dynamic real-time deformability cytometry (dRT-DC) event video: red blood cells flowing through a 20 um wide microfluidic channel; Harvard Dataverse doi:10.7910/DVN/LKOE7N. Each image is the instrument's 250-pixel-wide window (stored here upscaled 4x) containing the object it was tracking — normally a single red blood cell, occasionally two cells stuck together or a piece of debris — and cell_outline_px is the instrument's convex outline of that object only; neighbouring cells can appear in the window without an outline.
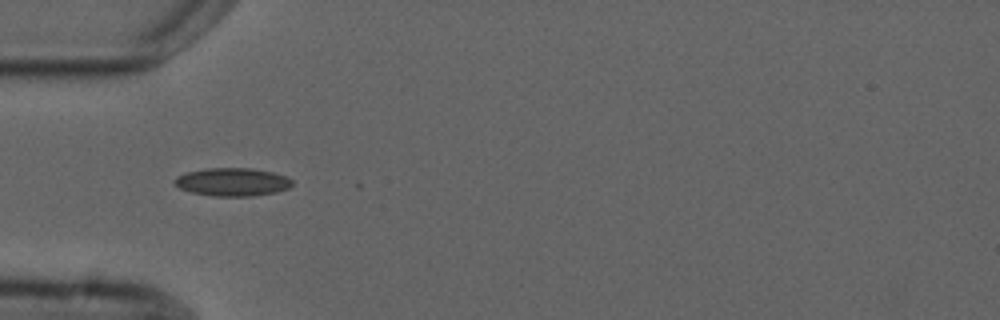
{"species": "common noctule bat (a hibernating species)", "species_latin": "Nyctalus noctula", "temperature_condition": "cold", "stored_images_in_passage": 3, "camera_frame_rate_fps": 3000, "um_per_image_px": 0.085, "animal": {"sex": "male", "forearm_length_mm": 52.5}, "frame": {"image": 1, "passage_image": 1, "time_ms": 0.0, "image_size_px": [1000, 320], "cell_outline_px": [[292, 184], [288, 188], [276, 192], [252, 196], [212, 196], [192, 192], [180, 188], [172, 180], [176, 176], [188, 172], [208, 168], [252, 168], [272, 172], [288, 176], [292, 180]], "centroid_in_image_um": [19.77, 15.46], "position_along_channel_um": 65.2, "area_um2": 19.25}}
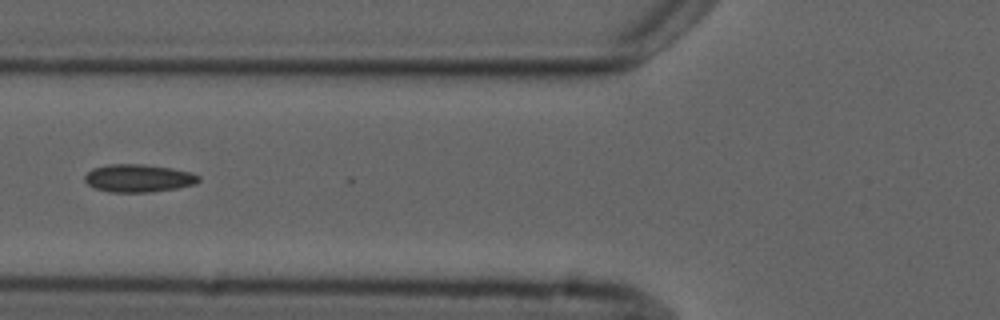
{"frame": {"image": 2, "passage_image": 2, "time_ms": 1.333, "image_size_px": [1000, 320], "cell_outline_px": [[200, 180], [196, 184], [176, 188], [152, 192], [108, 192], [96, 188], [88, 184], [84, 180], [84, 176], [92, 168], [108, 164], [144, 164], [172, 168], [192, 172], [200, 176]], "centroid_in_image_um": [11.78, 15.14], "position_along_channel_um": 114.0, "area_um2": 18.61}}